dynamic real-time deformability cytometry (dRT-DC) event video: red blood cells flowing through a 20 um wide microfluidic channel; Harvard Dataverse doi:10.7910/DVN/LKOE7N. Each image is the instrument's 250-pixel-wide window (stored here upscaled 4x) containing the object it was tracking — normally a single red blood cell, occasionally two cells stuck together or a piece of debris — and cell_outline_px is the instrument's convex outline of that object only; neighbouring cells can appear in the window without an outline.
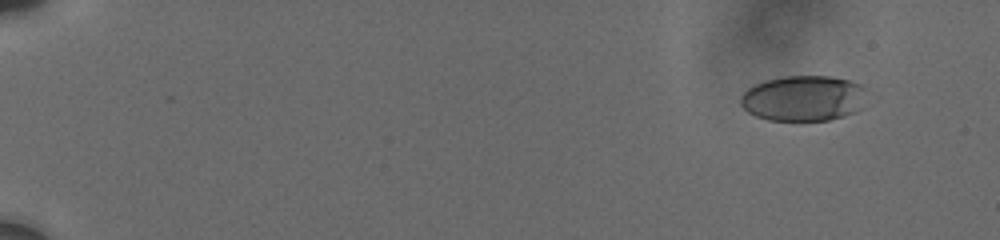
{"species": "human", "species_latin": "Homo sapiens", "temperature_condition": "cold", "stored_images_in_passage": 12, "camera_frame_rate_fps": 3000, "um_per_image_px": 0.085, "donor": {"sex": "male"}, "frame": {"image": 1, "passage_image": 1, "time_ms": 0.0, "image_size_px": [1000, 240], "cell_outline_px": [[876, 96], [864, 108], [856, 112], [844, 116], [828, 120], [768, 120], [756, 116], [748, 112], [740, 104], [740, 96], [748, 88], [764, 80], [784, 76], [832, 76], [864, 84]], "centroid_in_image_um": [68.48, 8.34], "position_along_channel_um": 16.5, "area_um2": 34.85}}
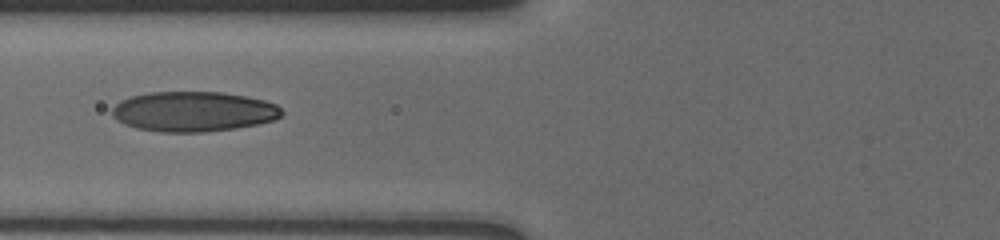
{"frame": {"image": 2, "passage_image": 9, "time_ms": 7.0, "image_size_px": [1000, 240], "cell_outline_px": [[284, 112], [280, 116], [272, 120], [256, 124], [236, 128], [204, 132], [160, 132], [136, 128], [124, 124], [116, 120], [112, 116], [112, 108], [120, 100], [128, 96], [148, 92], [220, 92], [244, 96], [264, 100], [276, 104]], "centroid_in_image_um": [16.39, 9.48], "position_along_channel_um": 109.4, "area_um2": 39.71}}
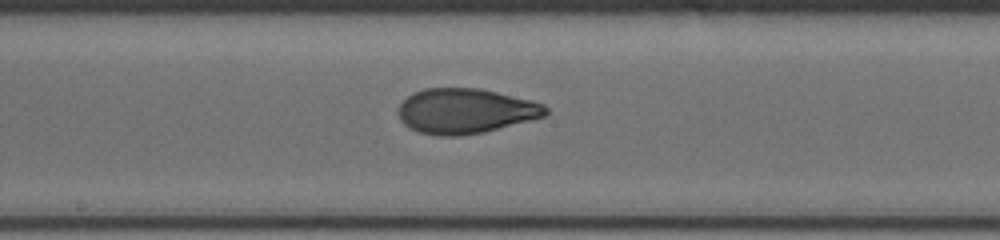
{"frame": {"image": 3, "passage_image": 12, "time_ms": 9.667, "image_size_px": [1000, 240], "cell_outline_px": [[548, 116], [484, 132], [456, 136], [440, 136], [420, 132], [408, 128], [400, 120], [400, 104], [408, 96], [424, 88], [480, 88], [532, 100], [544, 104], [548, 108]], "centroid_in_image_um": [39.61, 9.44], "position_along_channel_um": 208.6, "area_um2": 38.73}}